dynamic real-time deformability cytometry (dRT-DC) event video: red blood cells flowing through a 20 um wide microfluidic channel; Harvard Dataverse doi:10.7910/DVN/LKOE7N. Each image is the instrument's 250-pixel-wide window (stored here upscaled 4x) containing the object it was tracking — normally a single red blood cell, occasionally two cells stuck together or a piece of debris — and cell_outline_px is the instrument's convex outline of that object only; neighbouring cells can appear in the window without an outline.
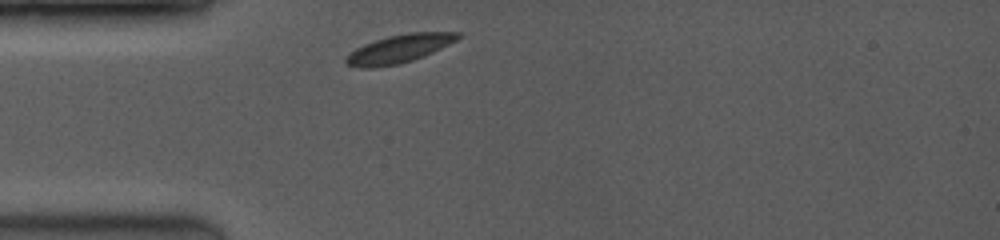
{"species": "common noctule bat (a hibernating species)", "species_latin": "Nyctalus noctula", "temperature_condition": "room temperature", "stored_images_in_passage": 4, "camera_frame_rate_fps": 3500, "um_per_image_px": 0.085, "animal": {"sex": "female", "body_mass_g": 19.0, "forearm_length_mm": 53.3}, "frame": {"image": 1, "passage_image": 1, "time_ms": 0.0, "image_size_px": [1000, 240], "cell_outline_px": [[464, 36], [424, 56], [412, 60], [396, 64], [372, 68], [360, 68], [348, 64], [344, 60], [344, 56], [356, 48], [364, 44], [388, 36], [408, 32], [460, 32]], "centroid_in_image_um": [33.92, 4.13], "position_along_channel_um": 51.1, "area_um2": 18.32}}